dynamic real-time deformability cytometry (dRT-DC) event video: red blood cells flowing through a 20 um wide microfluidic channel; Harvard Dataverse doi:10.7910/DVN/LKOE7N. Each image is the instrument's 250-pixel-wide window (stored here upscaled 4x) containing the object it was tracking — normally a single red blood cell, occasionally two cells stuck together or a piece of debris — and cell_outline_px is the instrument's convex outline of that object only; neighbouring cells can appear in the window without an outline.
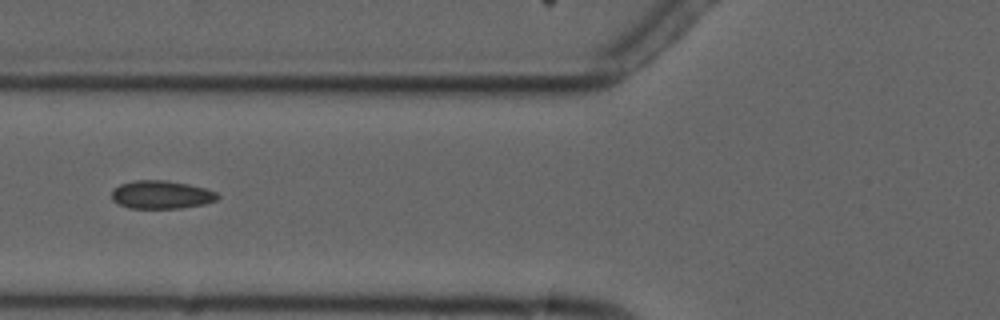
{"species": "common noctule bat (a hibernating species)", "species_latin": "Nyctalus noctula", "temperature_condition": "cold", "stored_images_in_passage": 5, "camera_frame_rate_fps": 3000, "um_per_image_px": 0.085, "animal": {"sex": "male", "forearm_length_mm": 52.5}, "frame": {"image": 1, "passage_image": 2, "time_ms": 1.333, "image_size_px": [1000, 320], "cell_outline_px": [[220, 196], [216, 200], [204, 204], [180, 208], [128, 208], [112, 200], [112, 192], [120, 184], [132, 180], [168, 180], [208, 188], [216, 192]], "centroid_in_image_um": [13.74, 16.54], "position_along_channel_um": 112.1, "area_um2": 17.46}}
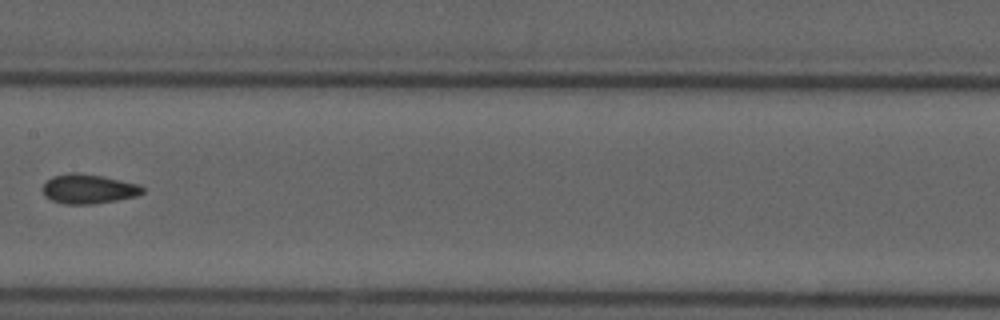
{"frame": {"image": 2, "passage_image": 4, "time_ms": 3.667, "image_size_px": [1000, 320], "cell_outline_px": [[144, 192], [136, 196], [116, 200], [92, 204], [64, 204], [52, 200], [44, 196], [40, 188], [52, 176], [68, 172], [76, 172], [104, 176], [140, 184], [144, 188]], "centroid_in_image_um": [7.5, 16.04], "position_along_channel_um": 199.9, "area_um2": 17.4}}
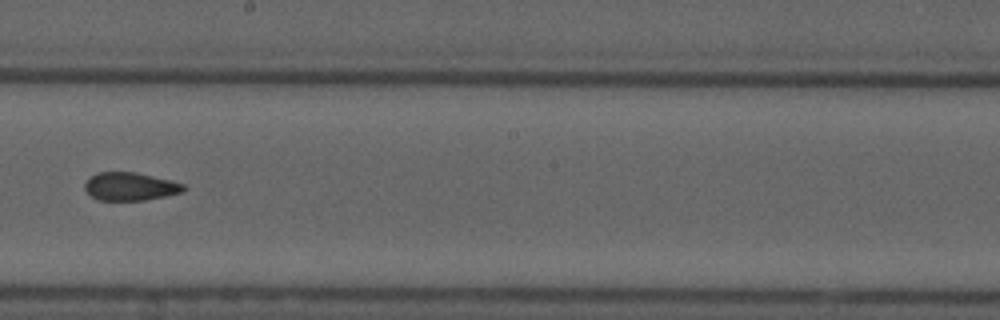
{"frame": {"image": 3, "passage_image": 5, "time_ms": 4.667, "image_size_px": [1000, 320], "cell_outline_px": [[188, 188], [184, 192], [144, 200], [96, 200], [84, 188], [84, 184], [96, 172], [136, 172], [184, 184]], "centroid_in_image_um": [11.08, 15.85], "position_along_channel_um": 237.1, "area_um2": 16.07}}